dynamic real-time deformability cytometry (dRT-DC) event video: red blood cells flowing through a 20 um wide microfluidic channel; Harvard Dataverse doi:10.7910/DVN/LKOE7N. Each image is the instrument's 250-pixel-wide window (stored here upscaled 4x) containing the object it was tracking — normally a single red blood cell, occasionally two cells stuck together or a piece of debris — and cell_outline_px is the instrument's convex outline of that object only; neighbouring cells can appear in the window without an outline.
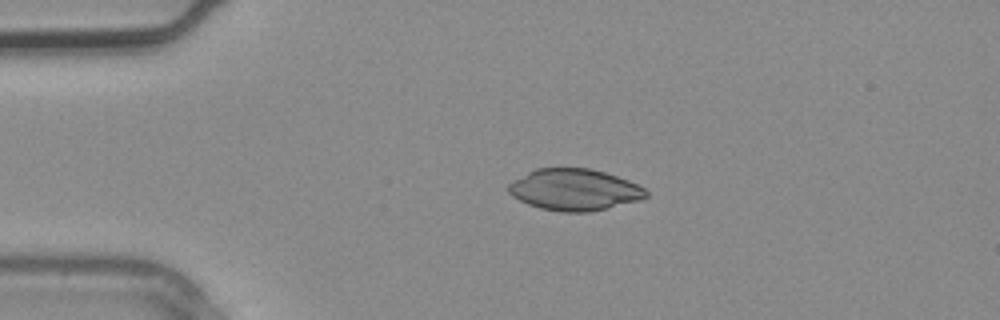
{"species": "common noctule bat (a hibernating species)", "species_latin": "Nyctalus noctula", "temperature_condition": "warm", "stored_images_in_passage": 1, "camera_frame_rate_fps": 3000, "um_per_image_px": 0.085, "animal": {"sex": "male", "body_mass_g": 20.4}, "frame": {"image": 1, "passage_image": 1, "time_ms": 0.0, "image_size_px": [1000, 320], "cell_outline_px": [[648, 196], [640, 200], [588, 212], [560, 212], [540, 208], [528, 204], [512, 196], [508, 192], [508, 184], [512, 180], [536, 168], [588, 168], [604, 172], [628, 180], [644, 188], [648, 192]], "centroid_in_image_um": [48.8, 16.12], "position_along_channel_um": 36.2, "area_um2": 33.18}}